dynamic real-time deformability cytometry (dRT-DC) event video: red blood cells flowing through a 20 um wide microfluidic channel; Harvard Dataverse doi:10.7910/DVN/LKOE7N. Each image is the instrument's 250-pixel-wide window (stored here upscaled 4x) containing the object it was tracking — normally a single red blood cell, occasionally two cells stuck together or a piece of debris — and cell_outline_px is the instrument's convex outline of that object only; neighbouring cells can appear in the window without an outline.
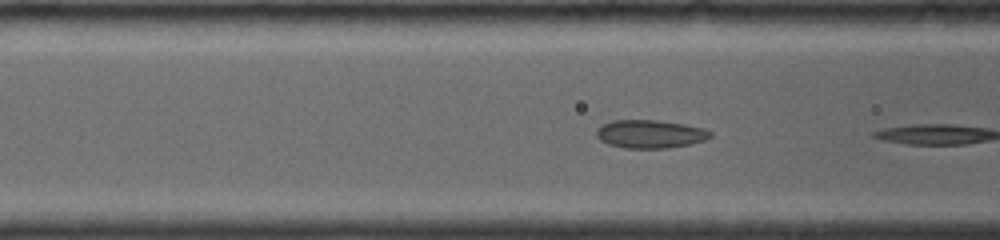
{"species": "common noctule bat (a hibernating species)", "species_latin": "Nyctalus noctula", "temperature_condition": "room temperature", "stored_images_in_passage": 10, "camera_frame_rate_fps": 4000, "um_per_image_px": 0.085, "animal": {"sex": "female", "body_mass_g": 19.0, "forearm_length_mm": 56.7}, "frame": {"image": 1, "passage_image": 5, "time_ms": 1.25, "image_size_px": [1000, 240], "cell_outline_px": [[712, 136], [704, 140], [692, 144], [668, 148], [628, 148], [608, 144], [600, 140], [596, 136], [596, 128], [612, 120], [656, 120], [684, 124], [704, 128], [712, 132]], "centroid_in_image_um": [55.27, 11.39], "position_along_channel_um": 111.3, "area_um2": 18.79}}